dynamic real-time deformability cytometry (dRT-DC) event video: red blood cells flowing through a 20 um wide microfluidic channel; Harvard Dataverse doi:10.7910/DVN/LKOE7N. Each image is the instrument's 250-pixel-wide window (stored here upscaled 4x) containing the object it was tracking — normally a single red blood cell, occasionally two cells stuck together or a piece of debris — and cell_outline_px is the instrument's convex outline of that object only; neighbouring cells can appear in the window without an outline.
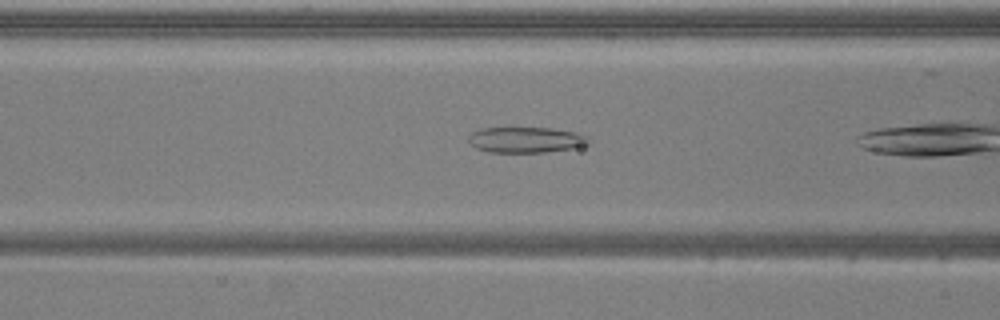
{"species": "common noctule bat (a hibernating species)", "species_latin": "Nyctalus noctula", "temperature_condition": "warm", "stored_images_in_passage": 10, "camera_frame_rate_fps": 3000, "um_per_image_px": 0.085, "animal": {"sex": "male", "body_mass_g": 20.5, "forearm_length_mm": 52.5}, "frame": {"image": 1, "passage_image": 6, "time_ms": 1.667, "image_size_px": [1000, 320], "cell_outline_px": [[588, 144], [572, 148], [544, 152], [488, 152], [476, 148], [468, 140], [468, 136], [472, 132], [480, 128], [552, 128], [576, 132], [588, 136]], "centroid_in_image_um": [44.68, 11.88], "position_along_channel_um": 121.9, "area_um2": 17.92}}